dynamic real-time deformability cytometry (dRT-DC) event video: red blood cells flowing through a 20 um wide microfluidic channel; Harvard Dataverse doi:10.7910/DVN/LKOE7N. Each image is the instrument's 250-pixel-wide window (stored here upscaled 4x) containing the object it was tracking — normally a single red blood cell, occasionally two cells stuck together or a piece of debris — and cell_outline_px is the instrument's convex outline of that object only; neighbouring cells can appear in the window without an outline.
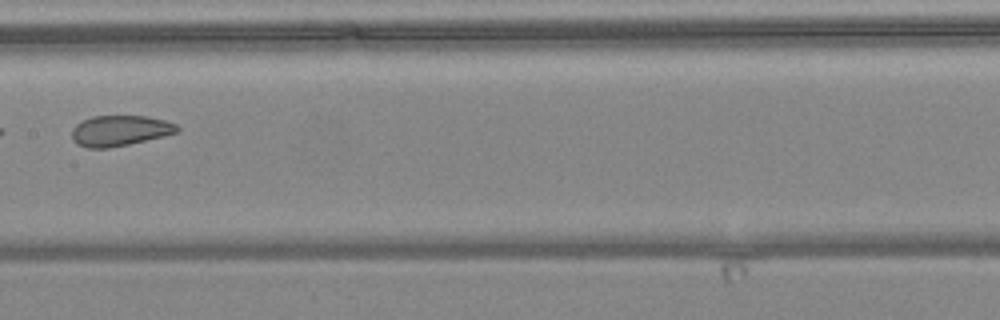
{"species": "common noctule bat (a hibernating species)", "species_latin": "Nyctalus noctula", "temperature_condition": "warm", "stored_images_in_passage": 7, "camera_frame_rate_fps": 3000, "um_per_image_px": 0.085, "animal": {"sex": "female", "body_mass_g": 24.6, "forearm_length_mm": 56.2}, "frame": {"image": 1, "passage_image": 7, "time_ms": 8.333, "image_size_px": [1000, 320], "cell_outline_px": [[180, 132], [164, 136], [128, 144], [108, 148], [88, 148], [76, 144], [72, 140], [72, 128], [76, 124], [92, 116], [148, 116], [164, 120], [176, 124], [180, 128]], "centroid_in_image_um": [10.19, 11.11], "position_along_channel_um": 197.2, "area_um2": 18.84}}